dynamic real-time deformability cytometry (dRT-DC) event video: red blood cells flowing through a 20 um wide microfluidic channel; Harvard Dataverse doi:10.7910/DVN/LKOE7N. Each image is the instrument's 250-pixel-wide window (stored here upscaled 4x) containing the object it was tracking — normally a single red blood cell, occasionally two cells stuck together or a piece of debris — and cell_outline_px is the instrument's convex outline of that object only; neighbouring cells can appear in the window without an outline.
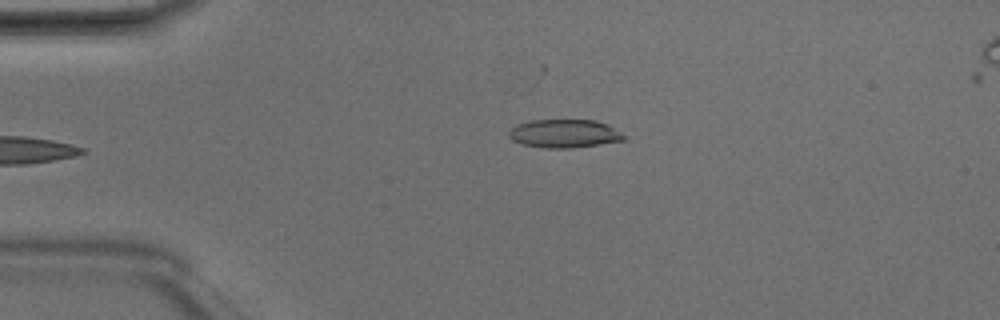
{"species": "Egyptian fruit bat (a non-hibernating species)", "species_latin": "Rousettus aegyptiacus", "temperature_condition": "room temperature", "stored_images_in_passage": 3, "camera_frame_rate_fps": 3000, "um_per_image_px": 0.085, "animal": {"sex": "male"}, "frame": {"image": 1, "passage_image": 3, "time_ms": 0.667, "image_size_px": [1000, 320], "cell_outline_px": [[628, 136], [624, 140], [572, 148], [544, 148], [524, 144], [512, 140], [508, 136], [508, 132], [516, 124], [532, 120], [596, 120], [608, 124]], "centroid_in_image_um": [47.99, 11.35], "position_along_channel_um": 37.0, "area_um2": 19.07}}